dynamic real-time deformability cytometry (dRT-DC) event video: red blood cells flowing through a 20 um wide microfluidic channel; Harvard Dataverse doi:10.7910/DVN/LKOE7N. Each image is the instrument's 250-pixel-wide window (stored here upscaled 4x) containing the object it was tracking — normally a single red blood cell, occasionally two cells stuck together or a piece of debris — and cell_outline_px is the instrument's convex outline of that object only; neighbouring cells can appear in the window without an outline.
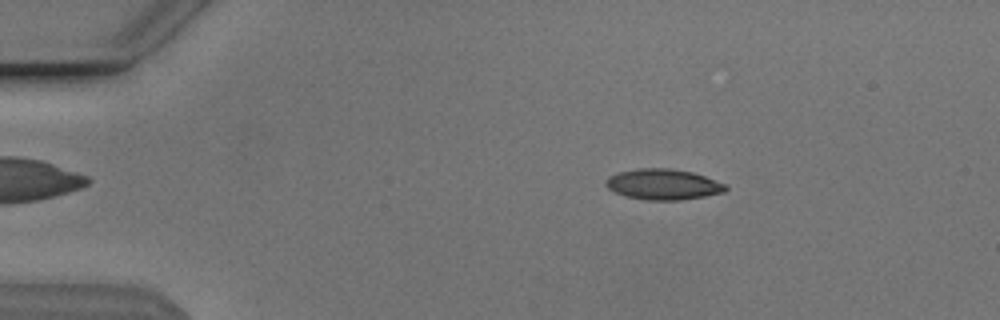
{"species": "Egyptian fruit bat (a non-hibernating species)", "species_latin": "Rousettus aegyptiacus", "temperature_condition": "cold", "stored_images_in_passage": 50, "camera_frame_rate_fps": 3000, "um_per_image_px": 0.085, "animal": {"sex": "male"}, "frame": {"image": 1, "passage_image": 6, "time_ms": 1.667, "image_size_px": [1000, 320], "cell_outline_px": [[728, 188], [724, 192], [704, 196], [680, 200], [644, 200], [624, 196], [608, 188], [604, 184], [608, 176], [620, 172], [640, 168], [668, 168], [692, 172], [704, 176], [724, 184]], "centroid_in_image_um": [56.34, 15.67], "position_along_channel_um": 28.7, "area_um2": 21.27}}
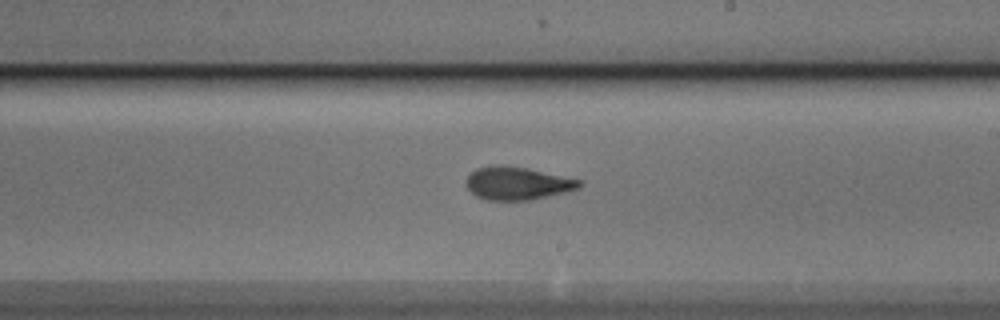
{"frame": {"image": 2, "passage_image": 28, "time_ms": 9.0, "image_size_px": [1000, 320], "cell_outline_px": [[584, 184], [580, 188], [532, 200], [488, 200], [476, 196], [468, 188], [464, 180], [476, 168], [492, 164], [500, 164], [528, 168], [584, 180]], "centroid_in_image_um": [44.0, 15.56], "position_along_channel_um": 245.0, "area_um2": 22.08}}
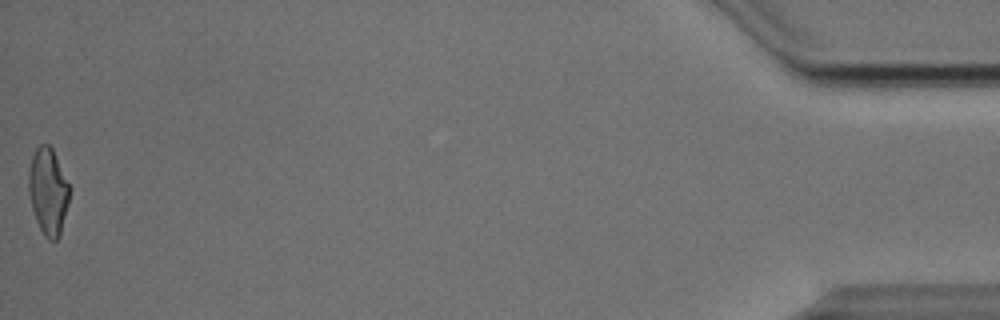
{"frame": {"image": 3, "passage_image": 50, "time_ms": 16.333, "image_size_px": [1000, 320], "cell_outline_px": [[72, 188], [60, 236], [56, 240], [48, 240], [44, 236], [36, 220], [32, 208], [28, 188], [28, 172], [32, 156], [36, 148], [40, 144], [48, 144], [52, 148]], "centroid_in_image_um": [4.11, 16.26], "position_along_channel_um": 431.1, "area_um2": 20.92}, "authors_computed_cell_mechanics": {"area_um2": 21.0392, "velocity_mm_per_s": 3.8465, "shape_relaxation_time_tau1_ms": 3.971, "shape_relaxation_time_tau2_ms": 2.114, "deformation_change_tau1": 0.1523, "deformation_change_tau2": 0.0956}}